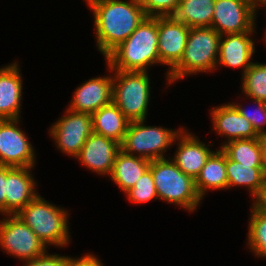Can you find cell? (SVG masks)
<instances>
[{
    "label": "cell",
    "mask_w": 266,
    "mask_h": 266,
    "mask_svg": "<svg viewBox=\"0 0 266 266\" xmlns=\"http://www.w3.org/2000/svg\"><path fill=\"white\" fill-rule=\"evenodd\" d=\"M17 63L0 69V120L18 119L22 80Z\"/></svg>",
    "instance_id": "ac0fdd59"
},
{
    "label": "cell",
    "mask_w": 266,
    "mask_h": 266,
    "mask_svg": "<svg viewBox=\"0 0 266 266\" xmlns=\"http://www.w3.org/2000/svg\"><path fill=\"white\" fill-rule=\"evenodd\" d=\"M31 168L6 166L5 213L8 216L16 215L38 196L33 191L35 183L29 173Z\"/></svg>",
    "instance_id": "4fadbf2b"
},
{
    "label": "cell",
    "mask_w": 266,
    "mask_h": 266,
    "mask_svg": "<svg viewBox=\"0 0 266 266\" xmlns=\"http://www.w3.org/2000/svg\"><path fill=\"white\" fill-rule=\"evenodd\" d=\"M215 0H180L173 17L189 28L211 27Z\"/></svg>",
    "instance_id": "603a6c76"
},
{
    "label": "cell",
    "mask_w": 266,
    "mask_h": 266,
    "mask_svg": "<svg viewBox=\"0 0 266 266\" xmlns=\"http://www.w3.org/2000/svg\"><path fill=\"white\" fill-rule=\"evenodd\" d=\"M108 67L117 71L146 72L148 65L160 63L158 17L147 16L136 30L106 57Z\"/></svg>",
    "instance_id": "7a4b0ae2"
},
{
    "label": "cell",
    "mask_w": 266,
    "mask_h": 266,
    "mask_svg": "<svg viewBox=\"0 0 266 266\" xmlns=\"http://www.w3.org/2000/svg\"><path fill=\"white\" fill-rule=\"evenodd\" d=\"M0 244L7 252L26 261L46 252L45 244L17 215L0 222Z\"/></svg>",
    "instance_id": "ba28073f"
},
{
    "label": "cell",
    "mask_w": 266,
    "mask_h": 266,
    "mask_svg": "<svg viewBox=\"0 0 266 266\" xmlns=\"http://www.w3.org/2000/svg\"><path fill=\"white\" fill-rule=\"evenodd\" d=\"M157 197L185 207L190 211L195 210L200 200L196 192L195 180L182 172L177 165L169 160L157 159L150 162Z\"/></svg>",
    "instance_id": "277c9868"
},
{
    "label": "cell",
    "mask_w": 266,
    "mask_h": 266,
    "mask_svg": "<svg viewBox=\"0 0 266 266\" xmlns=\"http://www.w3.org/2000/svg\"><path fill=\"white\" fill-rule=\"evenodd\" d=\"M243 91L248 97L266 102V64L253 63L243 74Z\"/></svg>",
    "instance_id": "484cf974"
},
{
    "label": "cell",
    "mask_w": 266,
    "mask_h": 266,
    "mask_svg": "<svg viewBox=\"0 0 266 266\" xmlns=\"http://www.w3.org/2000/svg\"><path fill=\"white\" fill-rule=\"evenodd\" d=\"M226 172L228 177V187L236 185L248 186L255 197L266 179L263 165H243L231 160L226 155Z\"/></svg>",
    "instance_id": "cb8c5ba5"
},
{
    "label": "cell",
    "mask_w": 266,
    "mask_h": 266,
    "mask_svg": "<svg viewBox=\"0 0 266 266\" xmlns=\"http://www.w3.org/2000/svg\"><path fill=\"white\" fill-rule=\"evenodd\" d=\"M129 123L130 121L113 102L92 114L93 132L115 140L119 144L123 141Z\"/></svg>",
    "instance_id": "44dd1931"
},
{
    "label": "cell",
    "mask_w": 266,
    "mask_h": 266,
    "mask_svg": "<svg viewBox=\"0 0 266 266\" xmlns=\"http://www.w3.org/2000/svg\"><path fill=\"white\" fill-rule=\"evenodd\" d=\"M180 134L178 136L181 137L182 141H180L173 162L182 172L195 180L212 152L195 136L183 134V131H180Z\"/></svg>",
    "instance_id": "d6986e66"
},
{
    "label": "cell",
    "mask_w": 266,
    "mask_h": 266,
    "mask_svg": "<svg viewBox=\"0 0 266 266\" xmlns=\"http://www.w3.org/2000/svg\"><path fill=\"white\" fill-rule=\"evenodd\" d=\"M141 6L149 17L173 16L180 0H140Z\"/></svg>",
    "instance_id": "f1b7e54d"
},
{
    "label": "cell",
    "mask_w": 266,
    "mask_h": 266,
    "mask_svg": "<svg viewBox=\"0 0 266 266\" xmlns=\"http://www.w3.org/2000/svg\"><path fill=\"white\" fill-rule=\"evenodd\" d=\"M249 226V245L259 256L266 257V214L252 208Z\"/></svg>",
    "instance_id": "4316f807"
},
{
    "label": "cell",
    "mask_w": 266,
    "mask_h": 266,
    "mask_svg": "<svg viewBox=\"0 0 266 266\" xmlns=\"http://www.w3.org/2000/svg\"><path fill=\"white\" fill-rule=\"evenodd\" d=\"M143 122L144 120L129 123L120 150L127 154L137 151L141 154L140 157L150 161L163 159V151L175 141L179 131L144 126Z\"/></svg>",
    "instance_id": "52a82bcc"
},
{
    "label": "cell",
    "mask_w": 266,
    "mask_h": 266,
    "mask_svg": "<svg viewBox=\"0 0 266 266\" xmlns=\"http://www.w3.org/2000/svg\"><path fill=\"white\" fill-rule=\"evenodd\" d=\"M255 9L245 0H215L211 27L220 35L253 32Z\"/></svg>",
    "instance_id": "30bf717a"
},
{
    "label": "cell",
    "mask_w": 266,
    "mask_h": 266,
    "mask_svg": "<svg viewBox=\"0 0 266 266\" xmlns=\"http://www.w3.org/2000/svg\"><path fill=\"white\" fill-rule=\"evenodd\" d=\"M254 198L257 200H255L253 207L256 210L266 214V179L259 193Z\"/></svg>",
    "instance_id": "836d02e7"
},
{
    "label": "cell",
    "mask_w": 266,
    "mask_h": 266,
    "mask_svg": "<svg viewBox=\"0 0 266 266\" xmlns=\"http://www.w3.org/2000/svg\"><path fill=\"white\" fill-rule=\"evenodd\" d=\"M150 160L124 153L119 150L116 154L111 171V179L119 185L124 192L129 191L137 180L149 169Z\"/></svg>",
    "instance_id": "ffe728a7"
},
{
    "label": "cell",
    "mask_w": 266,
    "mask_h": 266,
    "mask_svg": "<svg viewBox=\"0 0 266 266\" xmlns=\"http://www.w3.org/2000/svg\"><path fill=\"white\" fill-rule=\"evenodd\" d=\"M245 1L249 3L255 10H256L257 5H260V4L264 6L266 5V0H245Z\"/></svg>",
    "instance_id": "d590c367"
},
{
    "label": "cell",
    "mask_w": 266,
    "mask_h": 266,
    "mask_svg": "<svg viewBox=\"0 0 266 266\" xmlns=\"http://www.w3.org/2000/svg\"><path fill=\"white\" fill-rule=\"evenodd\" d=\"M18 121L0 120V165L32 167L35 154L23 131L15 126Z\"/></svg>",
    "instance_id": "8fae6325"
},
{
    "label": "cell",
    "mask_w": 266,
    "mask_h": 266,
    "mask_svg": "<svg viewBox=\"0 0 266 266\" xmlns=\"http://www.w3.org/2000/svg\"><path fill=\"white\" fill-rule=\"evenodd\" d=\"M252 32H242L227 34L225 40L221 35L219 43L218 61L228 67H242L243 74L253 64L250 62L252 54L255 52L254 43L248 34Z\"/></svg>",
    "instance_id": "e0dca14e"
},
{
    "label": "cell",
    "mask_w": 266,
    "mask_h": 266,
    "mask_svg": "<svg viewBox=\"0 0 266 266\" xmlns=\"http://www.w3.org/2000/svg\"><path fill=\"white\" fill-rule=\"evenodd\" d=\"M260 146H261L262 165L264 172L266 173V134L260 136Z\"/></svg>",
    "instance_id": "e575fe53"
},
{
    "label": "cell",
    "mask_w": 266,
    "mask_h": 266,
    "mask_svg": "<svg viewBox=\"0 0 266 266\" xmlns=\"http://www.w3.org/2000/svg\"><path fill=\"white\" fill-rule=\"evenodd\" d=\"M190 28L173 16L158 17V53L161 64L172 70L181 60Z\"/></svg>",
    "instance_id": "7c38bea8"
},
{
    "label": "cell",
    "mask_w": 266,
    "mask_h": 266,
    "mask_svg": "<svg viewBox=\"0 0 266 266\" xmlns=\"http://www.w3.org/2000/svg\"><path fill=\"white\" fill-rule=\"evenodd\" d=\"M112 77L92 78L78 87L69 110L93 114L112 102Z\"/></svg>",
    "instance_id": "9a60e30c"
},
{
    "label": "cell",
    "mask_w": 266,
    "mask_h": 266,
    "mask_svg": "<svg viewBox=\"0 0 266 266\" xmlns=\"http://www.w3.org/2000/svg\"><path fill=\"white\" fill-rule=\"evenodd\" d=\"M195 188L200 198H203L207 189L228 188L226 154L222 149L212 152L207 158L200 174L195 179Z\"/></svg>",
    "instance_id": "7402d4cb"
},
{
    "label": "cell",
    "mask_w": 266,
    "mask_h": 266,
    "mask_svg": "<svg viewBox=\"0 0 266 266\" xmlns=\"http://www.w3.org/2000/svg\"><path fill=\"white\" fill-rule=\"evenodd\" d=\"M220 38L221 35L212 27L190 28L183 56L167 74L169 82L216 67Z\"/></svg>",
    "instance_id": "3957f363"
},
{
    "label": "cell",
    "mask_w": 266,
    "mask_h": 266,
    "mask_svg": "<svg viewBox=\"0 0 266 266\" xmlns=\"http://www.w3.org/2000/svg\"><path fill=\"white\" fill-rule=\"evenodd\" d=\"M71 258L58 255H46L27 260L26 266H70Z\"/></svg>",
    "instance_id": "4dcf8cb0"
},
{
    "label": "cell",
    "mask_w": 266,
    "mask_h": 266,
    "mask_svg": "<svg viewBox=\"0 0 266 266\" xmlns=\"http://www.w3.org/2000/svg\"><path fill=\"white\" fill-rule=\"evenodd\" d=\"M67 212L48 203L40 196L29 202L16 215L45 244H68Z\"/></svg>",
    "instance_id": "5b68a950"
},
{
    "label": "cell",
    "mask_w": 266,
    "mask_h": 266,
    "mask_svg": "<svg viewBox=\"0 0 266 266\" xmlns=\"http://www.w3.org/2000/svg\"><path fill=\"white\" fill-rule=\"evenodd\" d=\"M119 150L118 142L92 132L76 157L95 172L110 176Z\"/></svg>",
    "instance_id": "5bb4252c"
},
{
    "label": "cell",
    "mask_w": 266,
    "mask_h": 266,
    "mask_svg": "<svg viewBox=\"0 0 266 266\" xmlns=\"http://www.w3.org/2000/svg\"><path fill=\"white\" fill-rule=\"evenodd\" d=\"M66 112L69 114L53 125L51 135L62 152L76 157L93 132L92 115L69 109Z\"/></svg>",
    "instance_id": "9c48e42d"
},
{
    "label": "cell",
    "mask_w": 266,
    "mask_h": 266,
    "mask_svg": "<svg viewBox=\"0 0 266 266\" xmlns=\"http://www.w3.org/2000/svg\"><path fill=\"white\" fill-rule=\"evenodd\" d=\"M221 148L235 162L243 165H262L260 138L228 141Z\"/></svg>",
    "instance_id": "d4e9b609"
},
{
    "label": "cell",
    "mask_w": 266,
    "mask_h": 266,
    "mask_svg": "<svg viewBox=\"0 0 266 266\" xmlns=\"http://www.w3.org/2000/svg\"><path fill=\"white\" fill-rule=\"evenodd\" d=\"M6 166L0 165V212L5 213Z\"/></svg>",
    "instance_id": "1f68e13d"
},
{
    "label": "cell",
    "mask_w": 266,
    "mask_h": 266,
    "mask_svg": "<svg viewBox=\"0 0 266 266\" xmlns=\"http://www.w3.org/2000/svg\"><path fill=\"white\" fill-rule=\"evenodd\" d=\"M254 102L257 103L258 109H255V113L252 115L249 111L242 108L241 105L232 104L238 112L245 117L249 122H251L255 132L259 135H265L263 127L266 124V102L259 101L254 99Z\"/></svg>",
    "instance_id": "f546056e"
},
{
    "label": "cell",
    "mask_w": 266,
    "mask_h": 266,
    "mask_svg": "<svg viewBox=\"0 0 266 266\" xmlns=\"http://www.w3.org/2000/svg\"><path fill=\"white\" fill-rule=\"evenodd\" d=\"M93 9L98 49L106 57L147 17L140 0H87Z\"/></svg>",
    "instance_id": "6da1fadb"
},
{
    "label": "cell",
    "mask_w": 266,
    "mask_h": 266,
    "mask_svg": "<svg viewBox=\"0 0 266 266\" xmlns=\"http://www.w3.org/2000/svg\"><path fill=\"white\" fill-rule=\"evenodd\" d=\"M131 201L135 203L148 202L152 199H157V191L154 184L152 172L148 169L137 180L136 184L126 192Z\"/></svg>",
    "instance_id": "83f0119b"
},
{
    "label": "cell",
    "mask_w": 266,
    "mask_h": 266,
    "mask_svg": "<svg viewBox=\"0 0 266 266\" xmlns=\"http://www.w3.org/2000/svg\"><path fill=\"white\" fill-rule=\"evenodd\" d=\"M70 266H103L99 259L92 255H85L81 259H71Z\"/></svg>",
    "instance_id": "d6a6232c"
},
{
    "label": "cell",
    "mask_w": 266,
    "mask_h": 266,
    "mask_svg": "<svg viewBox=\"0 0 266 266\" xmlns=\"http://www.w3.org/2000/svg\"><path fill=\"white\" fill-rule=\"evenodd\" d=\"M214 128L220 135H227L229 141L260 138L251 122L232 105H223L212 110Z\"/></svg>",
    "instance_id": "2e32d148"
},
{
    "label": "cell",
    "mask_w": 266,
    "mask_h": 266,
    "mask_svg": "<svg viewBox=\"0 0 266 266\" xmlns=\"http://www.w3.org/2000/svg\"><path fill=\"white\" fill-rule=\"evenodd\" d=\"M116 74L112 82V102L130 122L144 120L150 96L147 73L116 71Z\"/></svg>",
    "instance_id": "8992f818"
}]
</instances>
